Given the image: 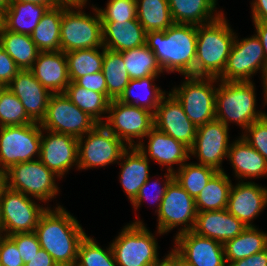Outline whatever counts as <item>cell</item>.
Segmentation results:
<instances>
[{
    "label": "cell",
    "instance_id": "94428289",
    "mask_svg": "<svg viewBox=\"0 0 267 266\" xmlns=\"http://www.w3.org/2000/svg\"><path fill=\"white\" fill-rule=\"evenodd\" d=\"M10 4V0H0V8H2L4 11L9 7Z\"/></svg>",
    "mask_w": 267,
    "mask_h": 266
},
{
    "label": "cell",
    "instance_id": "d4e9b609",
    "mask_svg": "<svg viewBox=\"0 0 267 266\" xmlns=\"http://www.w3.org/2000/svg\"><path fill=\"white\" fill-rule=\"evenodd\" d=\"M103 47L123 52L146 44V31L138 20L102 21Z\"/></svg>",
    "mask_w": 267,
    "mask_h": 266
},
{
    "label": "cell",
    "instance_id": "f5cc1de1",
    "mask_svg": "<svg viewBox=\"0 0 267 266\" xmlns=\"http://www.w3.org/2000/svg\"><path fill=\"white\" fill-rule=\"evenodd\" d=\"M251 6L253 22H267V0H253Z\"/></svg>",
    "mask_w": 267,
    "mask_h": 266
},
{
    "label": "cell",
    "instance_id": "8d00e7d4",
    "mask_svg": "<svg viewBox=\"0 0 267 266\" xmlns=\"http://www.w3.org/2000/svg\"><path fill=\"white\" fill-rule=\"evenodd\" d=\"M137 20L146 32L165 31L174 22L168 0H136Z\"/></svg>",
    "mask_w": 267,
    "mask_h": 266
},
{
    "label": "cell",
    "instance_id": "7dc6e473",
    "mask_svg": "<svg viewBox=\"0 0 267 266\" xmlns=\"http://www.w3.org/2000/svg\"><path fill=\"white\" fill-rule=\"evenodd\" d=\"M0 266H24L16 244L8 236H0Z\"/></svg>",
    "mask_w": 267,
    "mask_h": 266
},
{
    "label": "cell",
    "instance_id": "680465c9",
    "mask_svg": "<svg viewBox=\"0 0 267 266\" xmlns=\"http://www.w3.org/2000/svg\"><path fill=\"white\" fill-rule=\"evenodd\" d=\"M264 106L267 105V69L263 74ZM266 103V104H265Z\"/></svg>",
    "mask_w": 267,
    "mask_h": 266
},
{
    "label": "cell",
    "instance_id": "db71d44e",
    "mask_svg": "<svg viewBox=\"0 0 267 266\" xmlns=\"http://www.w3.org/2000/svg\"><path fill=\"white\" fill-rule=\"evenodd\" d=\"M256 36L260 39L265 55V71L267 69V22H253Z\"/></svg>",
    "mask_w": 267,
    "mask_h": 266
},
{
    "label": "cell",
    "instance_id": "4fadbf2b",
    "mask_svg": "<svg viewBox=\"0 0 267 266\" xmlns=\"http://www.w3.org/2000/svg\"><path fill=\"white\" fill-rule=\"evenodd\" d=\"M102 123L128 147L137 146L154 127V114L146 109L111 100ZM137 138L139 141H134ZM141 139V140H140ZM126 141V142H125ZM138 142V143H137Z\"/></svg>",
    "mask_w": 267,
    "mask_h": 266
},
{
    "label": "cell",
    "instance_id": "bcb514c9",
    "mask_svg": "<svg viewBox=\"0 0 267 266\" xmlns=\"http://www.w3.org/2000/svg\"><path fill=\"white\" fill-rule=\"evenodd\" d=\"M8 237L16 244L24 264L41 249L35 232L15 233Z\"/></svg>",
    "mask_w": 267,
    "mask_h": 266
},
{
    "label": "cell",
    "instance_id": "7a4b0ae2",
    "mask_svg": "<svg viewBox=\"0 0 267 266\" xmlns=\"http://www.w3.org/2000/svg\"><path fill=\"white\" fill-rule=\"evenodd\" d=\"M197 26L174 23L165 31L146 32L151 49L163 72L195 76Z\"/></svg>",
    "mask_w": 267,
    "mask_h": 266
},
{
    "label": "cell",
    "instance_id": "d590c367",
    "mask_svg": "<svg viewBox=\"0 0 267 266\" xmlns=\"http://www.w3.org/2000/svg\"><path fill=\"white\" fill-rule=\"evenodd\" d=\"M102 72L107 86V98L110 101L118 100L131 80L122 54L105 48Z\"/></svg>",
    "mask_w": 267,
    "mask_h": 266
},
{
    "label": "cell",
    "instance_id": "11a10c76",
    "mask_svg": "<svg viewBox=\"0 0 267 266\" xmlns=\"http://www.w3.org/2000/svg\"><path fill=\"white\" fill-rule=\"evenodd\" d=\"M11 3H33L36 5H43L48 7L49 9L56 8L61 6L62 4L58 0H10Z\"/></svg>",
    "mask_w": 267,
    "mask_h": 266
},
{
    "label": "cell",
    "instance_id": "f6af8a7d",
    "mask_svg": "<svg viewBox=\"0 0 267 266\" xmlns=\"http://www.w3.org/2000/svg\"><path fill=\"white\" fill-rule=\"evenodd\" d=\"M165 176V182L161 185H159V181L160 180H155V182L150 183V178L146 181V183L139 189V192L136 196V198L131 202V204L133 205V207L135 208V210H137L141 203H143V200H148V201H153V202H157V209L155 210V212L159 210L160 204L162 202V199L164 197V194L166 193L168 184L174 179V173L167 171V173L164 175ZM148 186L156 191L153 196L150 197L149 194H147L148 192ZM162 186V187H161ZM152 195V194H151ZM159 201V202H158ZM152 203V202H151Z\"/></svg>",
    "mask_w": 267,
    "mask_h": 266
},
{
    "label": "cell",
    "instance_id": "277c9868",
    "mask_svg": "<svg viewBox=\"0 0 267 266\" xmlns=\"http://www.w3.org/2000/svg\"><path fill=\"white\" fill-rule=\"evenodd\" d=\"M215 95V119L225 126L237 123L246 128L267 113L256 111L255 83L253 81H219ZM230 121V122H229Z\"/></svg>",
    "mask_w": 267,
    "mask_h": 266
},
{
    "label": "cell",
    "instance_id": "03108f58",
    "mask_svg": "<svg viewBox=\"0 0 267 266\" xmlns=\"http://www.w3.org/2000/svg\"><path fill=\"white\" fill-rule=\"evenodd\" d=\"M3 235V230H2V224H1V220H0V236Z\"/></svg>",
    "mask_w": 267,
    "mask_h": 266
},
{
    "label": "cell",
    "instance_id": "cb8c5ba5",
    "mask_svg": "<svg viewBox=\"0 0 267 266\" xmlns=\"http://www.w3.org/2000/svg\"><path fill=\"white\" fill-rule=\"evenodd\" d=\"M247 226L227 209L197 213L193 231L222 244L242 233Z\"/></svg>",
    "mask_w": 267,
    "mask_h": 266
},
{
    "label": "cell",
    "instance_id": "6125c7cd",
    "mask_svg": "<svg viewBox=\"0 0 267 266\" xmlns=\"http://www.w3.org/2000/svg\"><path fill=\"white\" fill-rule=\"evenodd\" d=\"M5 185L4 172L0 169V190Z\"/></svg>",
    "mask_w": 267,
    "mask_h": 266
},
{
    "label": "cell",
    "instance_id": "3957f363",
    "mask_svg": "<svg viewBox=\"0 0 267 266\" xmlns=\"http://www.w3.org/2000/svg\"><path fill=\"white\" fill-rule=\"evenodd\" d=\"M235 37L224 13L211 23L197 26L195 76L218 78L226 67Z\"/></svg>",
    "mask_w": 267,
    "mask_h": 266
},
{
    "label": "cell",
    "instance_id": "9f6ffc18",
    "mask_svg": "<svg viewBox=\"0 0 267 266\" xmlns=\"http://www.w3.org/2000/svg\"><path fill=\"white\" fill-rule=\"evenodd\" d=\"M154 266H179V258L171 251L164 259Z\"/></svg>",
    "mask_w": 267,
    "mask_h": 266
},
{
    "label": "cell",
    "instance_id": "681fc988",
    "mask_svg": "<svg viewBox=\"0 0 267 266\" xmlns=\"http://www.w3.org/2000/svg\"><path fill=\"white\" fill-rule=\"evenodd\" d=\"M75 83L87 90L102 93L107 97V86L104 73L102 71L78 78Z\"/></svg>",
    "mask_w": 267,
    "mask_h": 266
},
{
    "label": "cell",
    "instance_id": "91938a15",
    "mask_svg": "<svg viewBox=\"0 0 267 266\" xmlns=\"http://www.w3.org/2000/svg\"><path fill=\"white\" fill-rule=\"evenodd\" d=\"M5 11L0 8V31L4 28Z\"/></svg>",
    "mask_w": 267,
    "mask_h": 266
},
{
    "label": "cell",
    "instance_id": "9c48e42d",
    "mask_svg": "<svg viewBox=\"0 0 267 266\" xmlns=\"http://www.w3.org/2000/svg\"><path fill=\"white\" fill-rule=\"evenodd\" d=\"M42 127L33 122L21 126L0 127V169L40 157Z\"/></svg>",
    "mask_w": 267,
    "mask_h": 266
},
{
    "label": "cell",
    "instance_id": "f546056e",
    "mask_svg": "<svg viewBox=\"0 0 267 266\" xmlns=\"http://www.w3.org/2000/svg\"><path fill=\"white\" fill-rule=\"evenodd\" d=\"M48 9L33 3H11L5 10L4 28L14 33L31 35Z\"/></svg>",
    "mask_w": 267,
    "mask_h": 266
},
{
    "label": "cell",
    "instance_id": "c3c4849f",
    "mask_svg": "<svg viewBox=\"0 0 267 266\" xmlns=\"http://www.w3.org/2000/svg\"><path fill=\"white\" fill-rule=\"evenodd\" d=\"M19 71L15 61L0 46V81L7 86Z\"/></svg>",
    "mask_w": 267,
    "mask_h": 266
},
{
    "label": "cell",
    "instance_id": "e575fe53",
    "mask_svg": "<svg viewBox=\"0 0 267 266\" xmlns=\"http://www.w3.org/2000/svg\"><path fill=\"white\" fill-rule=\"evenodd\" d=\"M64 94L80 110L88 113L99 124L104 122V118L106 119L107 116L105 114H107L110 100L104 94L87 90L78 86L75 82H70Z\"/></svg>",
    "mask_w": 267,
    "mask_h": 266
},
{
    "label": "cell",
    "instance_id": "003e7915",
    "mask_svg": "<svg viewBox=\"0 0 267 266\" xmlns=\"http://www.w3.org/2000/svg\"><path fill=\"white\" fill-rule=\"evenodd\" d=\"M68 266H81V265L78 264L77 262H74V263H72V264H70V265H68Z\"/></svg>",
    "mask_w": 267,
    "mask_h": 266
},
{
    "label": "cell",
    "instance_id": "7bdbcfd3",
    "mask_svg": "<svg viewBox=\"0 0 267 266\" xmlns=\"http://www.w3.org/2000/svg\"><path fill=\"white\" fill-rule=\"evenodd\" d=\"M101 21L137 20L136 0H108L104 9L97 8Z\"/></svg>",
    "mask_w": 267,
    "mask_h": 266
},
{
    "label": "cell",
    "instance_id": "7402d4cb",
    "mask_svg": "<svg viewBox=\"0 0 267 266\" xmlns=\"http://www.w3.org/2000/svg\"><path fill=\"white\" fill-rule=\"evenodd\" d=\"M146 137L147 145L141 142L136 147L148 160L151 158L159 165L167 166V171L174 173V164H178L180 168L190 159V149L187 146L156 127H153Z\"/></svg>",
    "mask_w": 267,
    "mask_h": 266
},
{
    "label": "cell",
    "instance_id": "d6a6232c",
    "mask_svg": "<svg viewBox=\"0 0 267 266\" xmlns=\"http://www.w3.org/2000/svg\"><path fill=\"white\" fill-rule=\"evenodd\" d=\"M62 14L63 5L48 9L30 35L40 52L60 51Z\"/></svg>",
    "mask_w": 267,
    "mask_h": 266
},
{
    "label": "cell",
    "instance_id": "52a82bcc",
    "mask_svg": "<svg viewBox=\"0 0 267 266\" xmlns=\"http://www.w3.org/2000/svg\"><path fill=\"white\" fill-rule=\"evenodd\" d=\"M56 178L60 179L39 158L14 164L4 172L5 185L9 189L30 195V198L43 203L56 198L59 192Z\"/></svg>",
    "mask_w": 267,
    "mask_h": 266
},
{
    "label": "cell",
    "instance_id": "8fae6325",
    "mask_svg": "<svg viewBox=\"0 0 267 266\" xmlns=\"http://www.w3.org/2000/svg\"><path fill=\"white\" fill-rule=\"evenodd\" d=\"M128 145L103 124L78 138V168L105 167L119 162Z\"/></svg>",
    "mask_w": 267,
    "mask_h": 266
},
{
    "label": "cell",
    "instance_id": "6da1fadb",
    "mask_svg": "<svg viewBox=\"0 0 267 266\" xmlns=\"http://www.w3.org/2000/svg\"><path fill=\"white\" fill-rule=\"evenodd\" d=\"M41 248L46 250L58 266L77 261L78 247L86 233L77 218L58 205L40 216L35 228Z\"/></svg>",
    "mask_w": 267,
    "mask_h": 266
},
{
    "label": "cell",
    "instance_id": "8992f818",
    "mask_svg": "<svg viewBox=\"0 0 267 266\" xmlns=\"http://www.w3.org/2000/svg\"><path fill=\"white\" fill-rule=\"evenodd\" d=\"M83 8L85 7L63 5L60 50L64 53L77 49L103 47L102 21L97 7L92 4L95 14L93 16L84 13Z\"/></svg>",
    "mask_w": 267,
    "mask_h": 266
},
{
    "label": "cell",
    "instance_id": "74e56055",
    "mask_svg": "<svg viewBox=\"0 0 267 266\" xmlns=\"http://www.w3.org/2000/svg\"><path fill=\"white\" fill-rule=\"evenodd\" d=\"M99 49L102 51L100 52ZM104 54V47L65 52L70 81L75 82L85 75L102 71Z\"/></svg>",
    "mask_w": 267,
    "mask_h": 266
},
{
    "label": "cell",
    "instance_id": "6f0895ef",
    "mask_svg": "<svg viewBox=\"0 0 267 266\" xmlns=\"http://www.w3.org/2000/svg\"><path fill=\"white\" fill-rule=\"evenodd\" d=\"M62 5L86 6L88 0H58Z\"/></svg>",
    "mask_w": 267,
    "mask_h": 266
},
{
    "label": "cell",
    "instance_id": "f907efd6",
    "mask_svg": "<svg viewBox=\"0 0 267 266\" xmlns=\"http://www.w3.org/2000/svg\"><path fill=\"white\" fill-rule=\"evenodd\" d=\"M227 266H267V249L255 253L245 259L231 262Z\"/></svg>",
    "mask_w": 267,
    "mask_h": 266
},
{
    "label": "cell",
    "instance_id": "9a60e30c",
    "mask_svg": "<svg viewBox=\"0 0 267 266\" xmlns=\"http://www.w3.org/2000/svg\"><path fill=\"white\" fill-rule=\"evenodd\" d=\"M236 34L226 67L218 77L219 81H251V77L265 72V55L260 39L254 34L240 41Z\"/></svg>",
    "mask_w": 267,
    "mask_h": 266
},
{
    "label": "cell",
    "instance_id": "ac0fdd59",
    "mask_svg": "<svg viewBox=\"0 0 267 266\" xmlns=\"http://www.w3.org/2000/svg\"><path fill=\"white\" fill-rule=\"evenodd\" d=\"M42 129L40 161L60 179L72 166L78 167V138Z\"/></svg>",
    "mask_w": 267,
    "mask_h": 266
},
{
    "label": "cell",
    "instance_id": "4dcf8cb0",
    "mask_svg": "<svg viewBox=\"0 0 267 266\" xmlns=\"http://www.w3.org/2000/svg\"><path fill=\"white\" fill-rule=\"evenodd\" d=\"M223 247L225 260L229 265L267 249V233L258 230L256 226H249L235 238L226 241Z\"/></svg>",
    "mask_w": 267,
    "mask_h": 266
},
{
    "label": "cell",
    "instance_id": "ab89813d",
    "mask_svg": "<svg viewBox=\"0 0 267 266\" xmlns=\"http://www.w3.org/2000/svg\"><path fill=\"white\" fill-rule=\"evenodd\" d=\"M178 170V171H177ZM175 170L174 178L194 199L206 187L209 180L218 172L214 168L199 163H184Z\"/></svg>",
    "mask_w": 267,
    "mask_h": 266
},
{
    "label": "cell",
    "instance_id": "44dd1931",
    "mask_svg": "<svg viewBox=\"0 0 267 266\" xmlns=\"http://www.w3.org/2000/svg\"><path fill=\"white\" fill-rule=\"evenodd\" d=\"M7 88L21 101L27 115L37 123L45 118L52 93L29 70H20Z\"/></svg>",
    "mask_w": 267,
    "mask_h": 266
},
{
    "label": "cell",
    "instance_id": "ee69618b",
    "mask_svg": "<svg viewBox=\"0 0 267 266\" xmlns=\"http://www.w3.org/2000/svg\"><path fill=\"white\" fill-rule=\"evenodd\" d=\"M241 137L267 160V115L251 123Z\"/></svg>",
    "mask_w": 267,
    "mask_h": 266
},
{
    "label": "cell",
    "instance_id": "e7e4bbea",
    "mask_svg": "<svg viewBox=\"0 0 267 266\" xmlns=\"http://www.w3.org/2000/svg\"><path fill=\"white\" fill-rule=\"evenodd\" d=\"M179 266H189V265L183 263V262L179 259Z\"/></svg>",
    "mask_w": 267,
    "mask_h": 266
},
{
    "label": "cell",
    "instance_id": "7c38bea8",
    "mask_svg": "<svg viewBox=\"0 0 267 266\" xmlns=\"http://www.w3.org/2000/svg\"><path fill=\"white\" fill-rule=\"evenodd\" d=\"M40 124L44 130L80 138L99 123L80 110L64 93H52L46 116Z\"/></svg>",
    "mask_w": 267,
    "mask_h": 266
},
{
    "label": "cell",
    "instance_id": "603a6c76",
    "mask_svg": "<svg viewBox=\"0 0 267 266\" xmlns=\"http://www.w3.org/2000/svg\"><path fill=\"white\" fill-rule=\"evenodd\" d=\"M51 93H64L70 84L67 58L63 51L39 52L29 69Z\"/></svg>",
    "mask_w": 267,
    "mask_h": 266
},
{
    "label": "cell",
    "instance_id": "ba28073f",
    "mask_svg": "<svg viewBox=\"0 0 267 266\" xmlns=\"http://www.w3.org/2000/svg\"><path fill=\"white\" fill-rule=\"evenodd\" d=\"M184 82L171 93L182 104L186 116L199 127L215 119V95L217 77L184 76Z\"/></svg>",
    "mask_w": 267,
    "mask_h": 266
},
{
    "label": "cell",
    "instance_id": "5b68a950",
    "mask_svg": "<svg viewBox=\"0 0 267 266\" xmlns=\"http://www.w3.org/2000/svg\"><path fill=\"white\" fill-rule=\"evenodd\" d=\"M111 245L118 266H154L159 263L158 242L141 220L124 226Z\"/></svg>",
    "mask_w": 267,
    "mask_h": 266
},
{
    "label": "cell",
    "instance_id": "816d5d0a",
    "mask_svg": "<svg viewBox=\"0 0 267 266\" xmlns=\"http://www.w3.org/2000/svg\"><path fill=\"white\" fill-rule=\"evenodd\" d=\"M24 266H58L53 260L52 256L43 248H41L37 254L29 259Z\"/></svg>",
    "mask_w": 267,
    "mask_h": 266
},
{
    "label": "cell",
    "instance_id": "ffe728a7",
    "mask_svg": "<svg viewBox=\"0 0 267 266\" xmlns=\"http://www.w3.org/2000/svg\"><path fill=\"white\" fill-rule=\"evenodd\" d=\"M267 206V188L254 182H238L232 184L229 196L227 211L242 221L247 227L254 226L251 222Z\"/></svg>",
    "mask_w": 267,
    "mask_h": 266
},
{
    "label": "cell",
    "instance_id": "be15d7a7",
    "mask_svg": "<svg viewBox=\"0 0 267 266\" xmlns=\"http://www.w3.org/2000/svg\"><path fill=\"white\" fill-rule=\"evenodd\" d=\"M7 86H5L1 81H0V92L6 88Z\"/></svg>",
    "mask_w": 267,
    "mask_h": 266
},
{
    "label": "cell",
    "instance_id": "b9f144b4",
    "mask_svg": "<svg viewBox=\"0 0 267 266\" xmlns=\"http://www.w3.org/2000/svg\"><path fill=\"white\" fill-rule=\"evenodd\" d=\"M18 97L7 87L0 92V127L33 123Z\"/></svg>",
    "mask_w": 267,
    "mask_h": 266
},
{
    "label": "cell",
    "instance_id": "60d3db41",
    "mask_svg": "<svg viewBox=\"0 0 267 266\" xmlns=\"http://www.w3.org/2000/svg\"><path fill=\"white\" fill-rule=\"evenodd\" d=\"M76 262L81 266H118L111 245L103 249L88 235L79 244Z\"/></svg>",
    "mask_w": 267,
    "mask_h": 266
},
{
    "label": "cell",
    "instance_id": "1f68e13d",
    "mask_svg": "<svg viewBox=\"0 0 267 266\" xmlns=\"http://www.w3.org/2000/svg\"><path fill=\"white\" fill-rule=\"evenodd\" d=\"M0 46L20 70L30 69L40 52L30 35L14 33L5 28L0 31Z\"/></svg>",
    "mask_w": 267,
    "mask_h": 266
},
{
    "label": "cell",
    "instance_id": "484cf974",
    "mask_svg": "<svg viewBox=\"0 0 267 266\" xmlns=\"http://www.w3.org/2000/svg\"><path fill=\"white\" fill-rule=\"evenodd\" d=\"M124 160V161H123ZM118 162L121 166L120 182L128 199L132 202L139 189L149 179V162L145 155L136 147H128Z\"/></svg>",
    "mask_w": 267,
    "mask_h": 266
},
{
    "label": "cell",
    "instance_id": "30bf717a",
    "mask_svg": "<svg viewBox=\"0 0 267 266\" xmlns=\"http://www.w3.org/2000/svg\"><path fill=\"white\" fill-rule=\"evenodd\" d=\"M22 192L4 185L0 190V220L4 236L35 232L40 216L46 211Z\"/></svg>",
    "mask_w": 267,
    "mask_h": 266
},
{
    "label": "cell",
    "instance_id": "2e32d148",
    "mask_svg": "<svg viewBox=\"0 0 267 266\" xmlns=\"http://www.w3.org/2000/svg\"><path fill=\"white\" fill-rule=\"evenodd\" d=\"M228 131L229 127L217 119L197 127L190 157H198L199 164L212 167L216 171H224L221 164L224 157L227 158L231 145Z\"/></svg>",
    "mask_w": 267,
    "mask_h": 266
},
{
    "label": "cell",
    "instance_id": "d6986e66",
    "mask_svg": "<svg viewBox=\"0 0 267 266\" xmlns=\"http://www.w3.org/2000/svg\"><path fill=\"white\" fill-rule=\"evenodd\" d=\"M167 94L154 114V127L190 149L195 141L197 127L186 116L177 98L170 91Z\"/></svg>",
    "mask_w": 267,
    "mask_h": 266
},
{
    "label": "cell",
    "instance_id": "f35d334b",
    "mask_svg": "<svg viewBox=\"0 0 267 266\" xmlns=\"http://www.w3.org/2000/svg\"><path fill=\"white\" fill-rule=\"evenodd\" d=\"M120 53L130 79L158 76L163 73L154 52L146 44Z\"/></svg>",
    "mask_w": 267,
    "mask_h": 266
},
{
    "label": "cell",
    "instance_id": "83f0119b",
    "mask_svg": "<svg viewBox=\"0 0 267 266\" xmlns=\"http://www.w3.org/2000/svg\"><path fill=\"white\" fill-rule=\"evenodd\" d=\"M168 3L174 23L199 26L211 23L223 14L216 12L217 4L212 0H168Z\"/></svg>",
    "mask_w": 267,
    "mask_h": 266
},
{
    "label": "cell",
    "instance_id": "f1b7e54d",
    "mask_svg": "<svg viewBox=\"0 0 267 266\" xmlns=\"http://www.w3.org/2000/svg\"><path fill=\"white\" fill-rule=\"evenodd\" d=\"M159 76H149L141 79H131L118 101L127 105L137 106L155 114L158 104L167 95L160 87L153 84ZM136 89V90H135ZM142 93H138L137 90ZM135 91V93H133ZM144 93V95H143Z\"/></svg>",
    "mask_w": 267,
    "mask_h": 266
},
{
    "label": "cell",
    "instance_id": "4316f807",
    "mask_svg": "<svg viewBox=\"0 0 267 266\" xmlns=\"http://www.w3.org/2000/svg\"><path fill=\"white\" fill-rule=\"evenodd\" d=\"M227 158L238 180L267 176V160L241 136L231 143Z\"/></svg>",
    "mask_w": 267,
    "mask_h": 266
},
{
    "label": "cell",
    "instance_id": "5bb4252c",
    "mask_svg": "<svg viewBox=\"0 0 267 266\" xmlns=\"http://www.w3.org/2000/svg\"><path fill=\"white\" fill-rule=\"evenodd\" d=\"M157 213V233L166 234L175 227L183 226L177 234L192 231L197 217L195 199L190 196L175 178L168 184ZM189 223V224H188Z\"/></svg>",
    "mask_w": 267,
    "mask_h": 266
},
{
    "label": "cell",
    "instance_id": "836d02e7",
    "mask_svg": "<svg viewBox=\"0 0 267 266\" xmlns=\"http://www.w3.org/2000/svg\"><path fill=\"white\" fill-rule=\"evenodd\" d=\"M231 180L224 171H218L195 198L197 212L227 209Z\"/></svg>",
    "mask_w": 267,
    "mask_h": 266
},
{
    "label": "cell",
    "instance_id": "e0dca14e",
    "mask_svg": "<svg viewBox=\"0 0 267 266\" xmlns=\"http://www.w3.org/2000/svg\"><path fill=\"white\" fill-rule=\"evenodd\" d=\"M172 252L189 266H227L223 244L193 230L175 236Z\"/></svg>",
    "mask_w": 267,
    "mask_h": 266
}]
</instances>
